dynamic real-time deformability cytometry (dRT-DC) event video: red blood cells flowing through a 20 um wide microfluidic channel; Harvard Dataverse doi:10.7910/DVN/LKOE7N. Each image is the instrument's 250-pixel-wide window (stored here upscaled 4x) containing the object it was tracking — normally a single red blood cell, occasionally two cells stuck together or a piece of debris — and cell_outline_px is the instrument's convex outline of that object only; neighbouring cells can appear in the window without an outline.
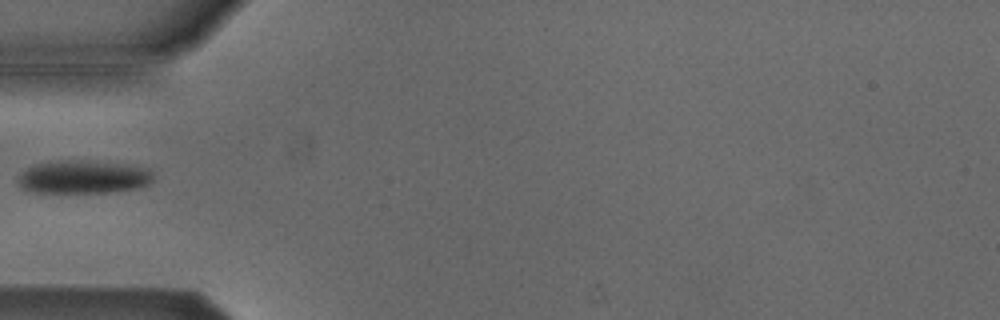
{"species": "Egyptian fruit bat (a non-hibernating species)", "species_latin": "Rousettus aegyptiacus", "temperature_condition": "cold", "stored_images_in_passage": 34, "camera_frame_rate_fps": 3000, "um_per_image_px": 0.085, "animal": {"sex": "male"}, "frame": {"image": 1, "passage_image": 1, "time_ms": 0.0, "image_size_px": [1000, 320], "cell_outline_px": [[152, 180], [148, 184], [136, 188], [108, 192], [32, 192], [24, 188], [16, 180], [28, 168], [40, 164], [68, 160], [80, 160], [116, 164], [148, 168], [152, 172]], "centroid_in_image_um": [7.1, 15.06], "position_along_channel_um": 77.9, "area_um2": 25.32}}
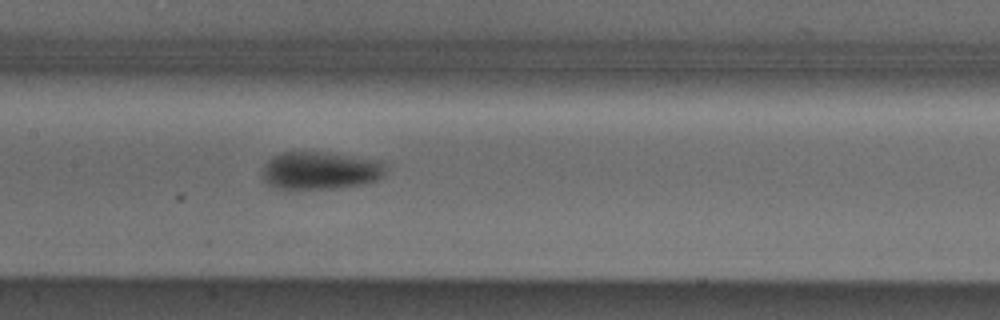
{"frame": {"image": 2, "passage_image": 9, "time_ms": 2.667, "image_size_px": [1000, 320], "cell_outline_px": [[384, 176], [376, 180], [364, 184], [336, 188], [276, 188], [268, 184], [260, 176], [268, 160], [272, 156], [280, 152], [324, 152], [380, 160], [384, 164]], "centroid_in_image_um": [27.21, 14.49], "position_along_channel_um": 180.2, "area_um2": 27.05}}
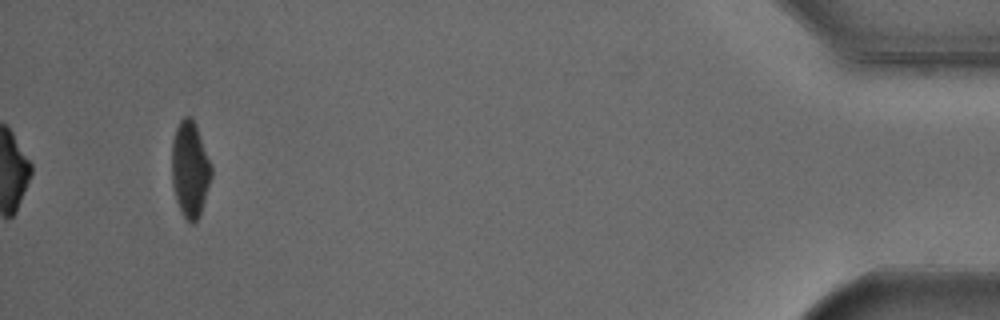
{"frame": {"image": 3, "passage_image": 34, "time_ms": 11.0, "image_size_px": [1000, 320], "cell_outline_px": [[212, 176], [200, 216], [192, 224], [188, 224], [176, 200], [172, 184], [172, 140], [176, 128], [180, 120], [184, 116], [188, 116], [192, 120], [196, 128], [212, 164]], "centroid_in_image_um": [16.15, 14.43], "position_along_channel_um": 419.0, "area_um2": 22.02}}